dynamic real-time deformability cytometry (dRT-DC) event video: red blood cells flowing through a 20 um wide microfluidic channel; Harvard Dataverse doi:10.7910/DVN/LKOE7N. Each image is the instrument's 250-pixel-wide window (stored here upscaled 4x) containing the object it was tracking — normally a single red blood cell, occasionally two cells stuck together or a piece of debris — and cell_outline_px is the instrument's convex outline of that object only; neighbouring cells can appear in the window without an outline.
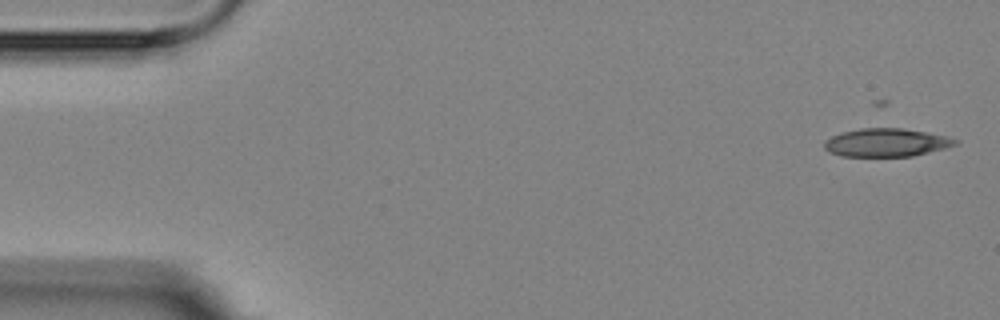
{"species": "Egyptian fruit bat (a non-hibernating species)", "species_latin": "Rousettus aegyptiacus", "temperature_condition": "room temperature", "stored_images_in_passage": 4, "camera_frame_rate_fps": 3000, "um_per_image_px": 0.085, "animal": {"sex": "female"}, "frame": {"image": 1, "passage_image": 1, "time_ms": 0.0, "image_size_px": [1000, 320], "cell_outline_px": [[960, 144], [912, 156], [840, 156], [828, 152], [824, 148], [824, 140], [832, 136], [844, 132], [860, 128], [900, 128], [948, 136], [960, 140]], "centroid_in_image_um": [75.34, 12.12], "position_along_channel_um": 9.7, "area_um2": 21.5}}